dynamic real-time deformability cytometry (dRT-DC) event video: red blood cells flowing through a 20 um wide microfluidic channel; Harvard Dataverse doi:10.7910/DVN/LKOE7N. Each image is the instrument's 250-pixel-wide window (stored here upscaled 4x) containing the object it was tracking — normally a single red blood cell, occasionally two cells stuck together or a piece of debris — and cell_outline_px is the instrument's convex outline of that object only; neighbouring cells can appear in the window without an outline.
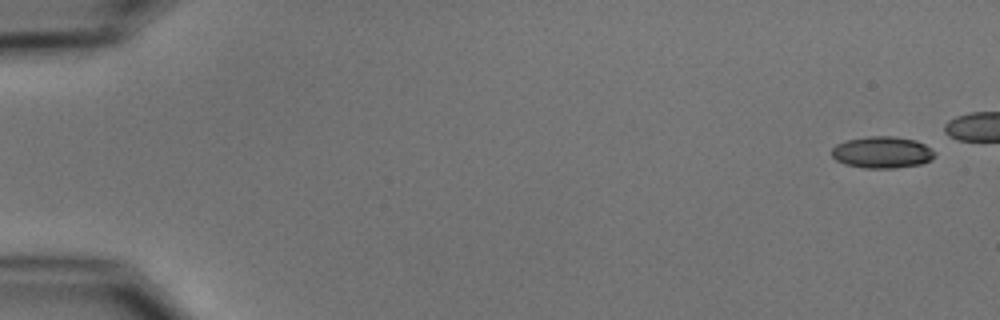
{"species": "common noctule bat (a hibernating species)", "species_latin": "Nyctalus noctula", "temperature_condition": "cold", "stored_images_in_passage": 7, "camera_frame_rate_fps": 3000, "um_per_image_px": 0.085, "animal": {"sex": "male", "body_mass_g": 15.6}, "frame": {"image": 1, "passage_image": 1, "time_ms": 0.0, "image_size_px": [1000, 320], "cell_outline_px": [[936, 152], [932, 160], [920, 164], [896, 168], [864, 168], [844, 164], [836, 160], [832, 156], [832, 148], [836, 144], [848, 140], [868, 136], [892, 136], [916, 140], [924, 144]], "centroid_in_image_um": [74.99, 12.95], "position_along_channel_um": 10.0, "area_um2": 19.07}}